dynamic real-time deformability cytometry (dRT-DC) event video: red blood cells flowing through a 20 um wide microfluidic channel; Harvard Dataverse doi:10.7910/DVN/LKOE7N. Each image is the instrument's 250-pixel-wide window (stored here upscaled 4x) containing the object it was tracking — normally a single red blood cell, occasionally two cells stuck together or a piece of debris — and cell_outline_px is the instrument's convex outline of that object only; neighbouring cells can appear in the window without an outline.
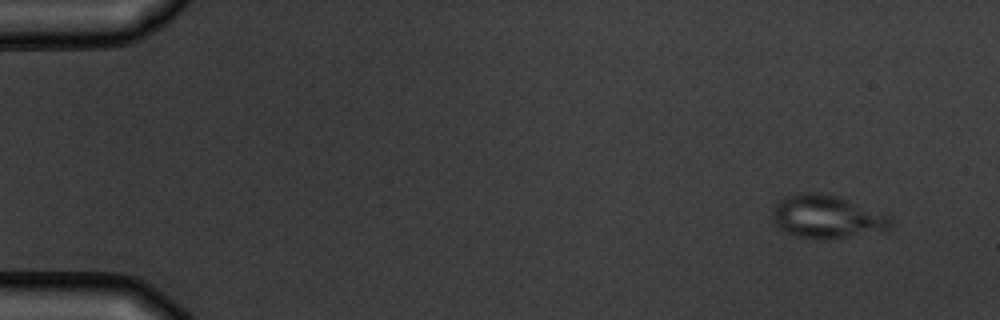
{"species": "common noctule bat (a hibernating species)", "species_latin": "Nyctalus noctula", "temperature_condition": "warm", "stored_images_in_passage": 5, "camera_frame_rate_fps": 3000, "um_per_image_px": 0.085, "animal": {"sex": "male", "body_mass_g": 19.5, "forearm_length_mm": 54.6}, "frame": {"image": 1, "passage_image": 1, "time_ms": 0.0, "image_size_px": [1000, 320], "cell_outline_px": [[892, 224], [888, 232], [828, 240], [816, 240], [792, 236], [784, 232], [772, 220], [772, 216], [776, 204], [784, 196], [796, 192], [816, 192], [836, 196], [848, 200], [892, 216]], "centroid_in_image_um": [70.32, 18.46], "position_along_channel_um": 14.7, "area_um2": 30.58}}